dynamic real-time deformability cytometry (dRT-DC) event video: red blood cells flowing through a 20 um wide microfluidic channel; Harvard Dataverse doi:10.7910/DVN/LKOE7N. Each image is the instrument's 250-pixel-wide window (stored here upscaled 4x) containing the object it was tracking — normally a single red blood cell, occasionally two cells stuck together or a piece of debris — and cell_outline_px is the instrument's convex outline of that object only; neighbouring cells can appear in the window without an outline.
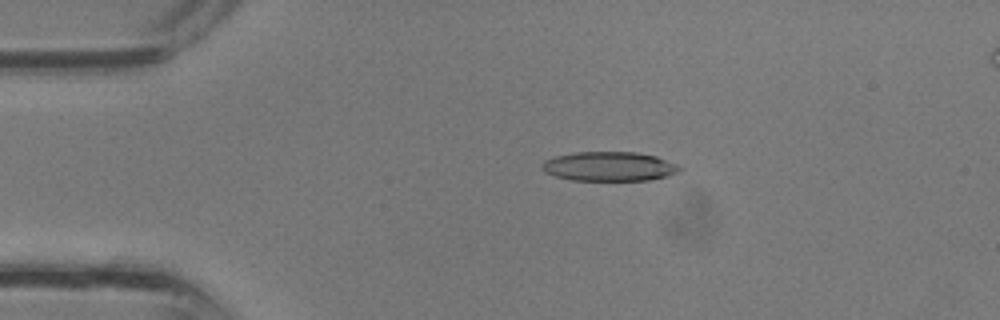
{"species": "common noctule bat (a hibernating species)", "species_latin": "Nyctalus noctula", "temperature_condition": "room temperature", "stored_images_in_passage": 35, "camera_frame_rate_fps": 3000, "um_per_image_px": 0.085, "animal": {"sex": "male", "body_mass_g": 13.3}, "frame": {"image": 1, "passage_image": 7, "time_ms": 2.0, "image_size_px": [1000, 320], "cell_outline_px": [[684, 168], [680, 172], [668, 176], [648, 180], [572, 180], [556, 176], [544, 172], [540, 168], [540, 164], [544, 160], [552, 156], [576, 152], [636, 152], [656, 156], [676, 164]], "centroid_in_image_um": [51.76, 14.14], "position_along_channel_um": 33.2, "area_um2": 23.76}}
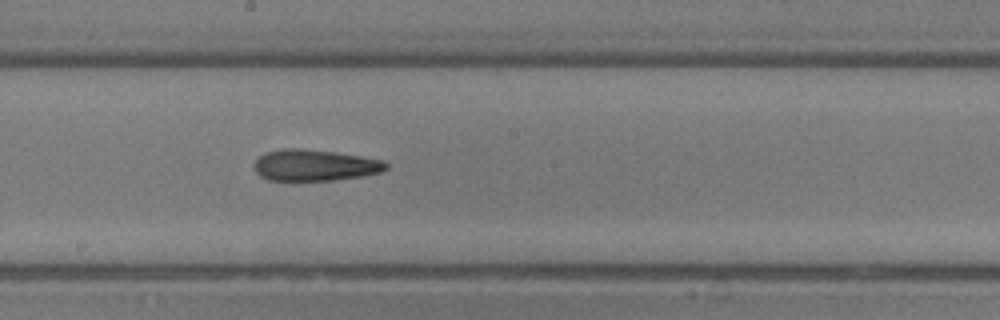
{"frame": {"image": 2, "passage_image": 19, "time_ms": 6.0, "image_size_px": [1000, 320], "cell_outline_px": [[388, 168], [380, 172], [364, 176], [332, 180], [268, 180], [260, 176], [256, 172], [252, 164], [264, 152], [284, 148], [300, 148], [336, 152], [384, 160], [388, 164]], "centroid_in_image_um": [26.74, 14.04], "position_along_channel_um": 221.5, "area_um2": 24.22}}
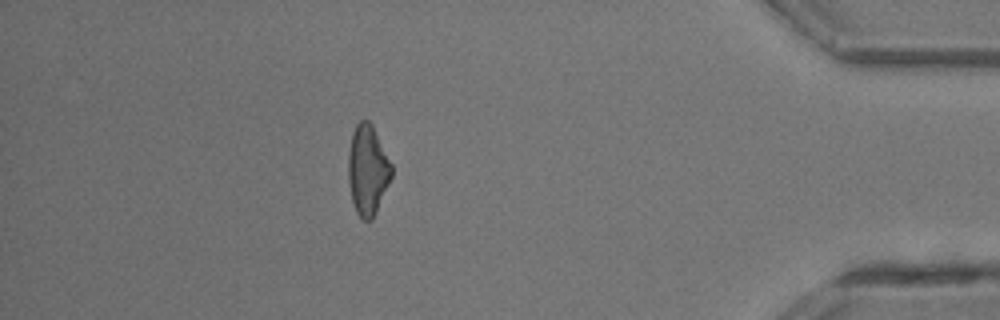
{"frame": {"image": 3, "passage_image": 31, "time_ms": 10.0, "image_size_px": [1000, 320], "cell_outline_px": [[392, 176], [376, 212], [372, 220], [364, 220], [356, 212], [352, 200], [348, 180], [348, 152], [352, 132], [356, 124], [360, 120], [368, 120], [372, 124], [392, 164]], "centroid_in_image_um": [31.24, 14.43], "position_along_channel_um": 404.0, "area_um2": 22.72}}